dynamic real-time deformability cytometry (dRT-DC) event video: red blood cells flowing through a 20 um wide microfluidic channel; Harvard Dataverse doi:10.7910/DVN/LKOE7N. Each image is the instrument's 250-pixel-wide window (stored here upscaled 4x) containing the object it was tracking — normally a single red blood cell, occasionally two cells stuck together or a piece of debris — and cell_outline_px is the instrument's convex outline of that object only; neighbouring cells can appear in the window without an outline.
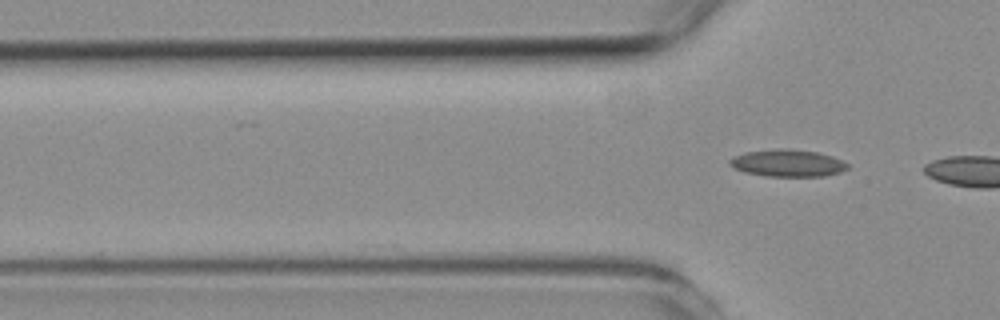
{"species": "common noctule bat (a hibernating species)", "species_latin": "Nyctalus noctula", "temperature_condition": "room temperature", "stored_images_in_passage": 4, "camera_frame_rate_fps": 3000, "um_per_image_px": 0.085, "animal": {"sex": "female", "body_mass_g": 19.3, "forearm_length_mm": 54.1}, "frame": {"image": 1, "passage_image": 4, "time_ms": 3.333, "image_size_px": [1000, 320], "cell_outline_px": [[848, 168], [840, 172], [824, 176], [768, 176], [744, 172], [728, 164], [728, 160], [744, 152], [776, 148], [788, 148], [816, 152], [832, 156], [848, 164]], "centroid_in_image_um": [66.93, 13.85], "position_along_channel_um": 58.9, "area_um2": 18.55}}